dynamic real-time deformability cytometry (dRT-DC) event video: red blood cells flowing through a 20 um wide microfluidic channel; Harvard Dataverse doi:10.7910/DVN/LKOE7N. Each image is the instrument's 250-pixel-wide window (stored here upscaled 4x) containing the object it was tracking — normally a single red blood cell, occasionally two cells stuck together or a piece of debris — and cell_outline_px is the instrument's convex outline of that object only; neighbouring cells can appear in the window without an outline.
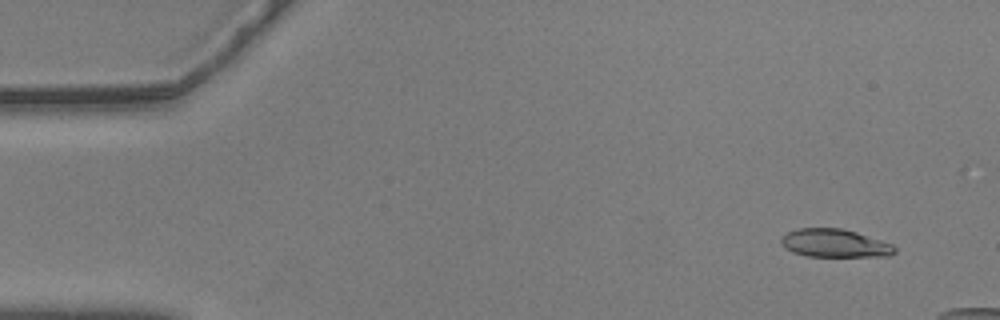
{"species": "common noctule bat (a hibernating species)", "species_latin": "Nyctalus noctula", "temperature_condition": "warm", "stored_images_in_passage": 14, "camera_frame_rate_fps": 3000, "um_per_image_px": 0.085, "animal": {"sex": "male", "body_mass_g": 20.5, "forearm_length_mm": 52.5}, "frame": {"image": 1, "passage_image": 3, "time_ms": 0.667, "image_size_px": [1000, 320], "cell_outline_px": [[896, 252], [888, 256], [808, 256], [792, 252], [784, 248], [780, 240], [788, 232], [796, 228], [840, 228], [856, 232], [892, 244], [896, 248]], "centroid_in_image_um": [70.93, 20.67], "position_along_channel_um": 14.1, "area_um2": 18.5}}